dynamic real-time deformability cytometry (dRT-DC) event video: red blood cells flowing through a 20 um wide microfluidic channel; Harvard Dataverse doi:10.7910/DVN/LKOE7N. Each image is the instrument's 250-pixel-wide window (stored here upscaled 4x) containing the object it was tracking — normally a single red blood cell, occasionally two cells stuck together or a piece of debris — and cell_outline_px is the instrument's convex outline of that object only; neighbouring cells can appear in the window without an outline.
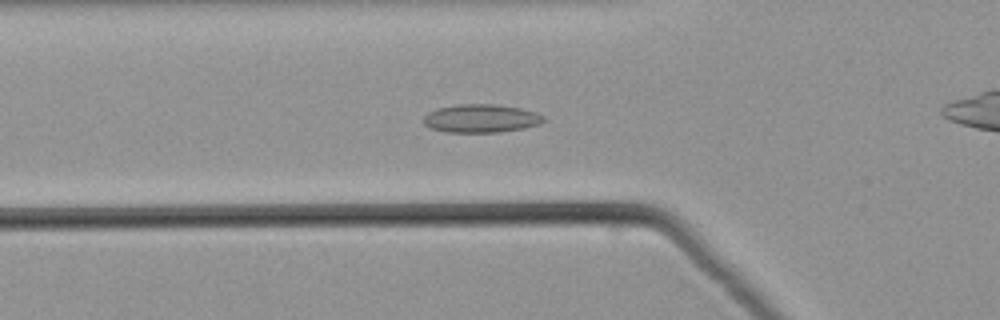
{"species": "common noctule bat (a hibernating species)", "species_latin": "Nyctalus noctula", "temperature_condition": "warm", "stored_images_in_passage": 52, "camera_frame_rate_fps": 3000, "um_per_image_px": 0.085, "animal": {"sex": "male", "body_mass_g": 21.5, "forearm_length_mm": 52.0}, "frame": {"image": 1, "passage_image": 18, "time_ms": 5.667, "image_size_px": [1000, 320], "cell_outline_px": [[544, 120], [540, 124], [524, 128], [500, 132], [448, 132], [428, 128], [424, 124], [424, 116], [428, 112], [436, 108], [460, 104], [492, 104], [520, 108], [536, 112], [544, 116]], "centroid_in_image_um": [40.87, 10.07], "position_along_channel_um": 84.9, "area_um2": 19.83}}
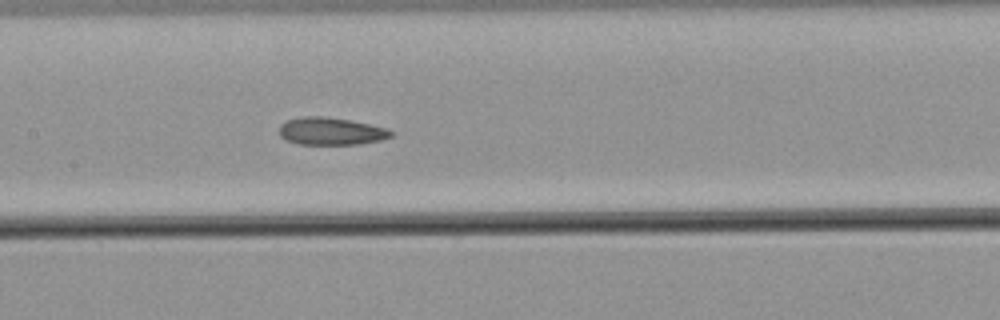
{"frame": {"image": 2, "passage_image": 25, "time_ms": 8.0, "image_size_px": [1000, 320], "cell_outline_px": [[392, 136], [380, 140], [360, 144], [300, 144], [288, 140], [280, 136], [280, 124], [288, 120], [300, 116], [328, 116], [352, 120], [388, 128], [392, 132]], "centroid_in_image_um": [28.15, 11.14], "position_along_channel_um": 179.3, "area_um2": 17.98}}
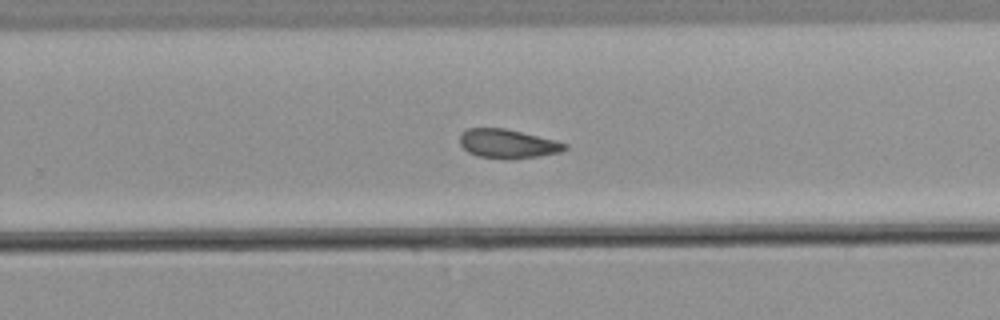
{"frame": {"image": 3, "passage_image": 33, "time_ms": 10.667, "image_size_px": [1000, 320], "cell_outline_px": [[568, 148], [560, 152], [540, 156], [508, 160], [504, 160], [476, 156], [468, 152], [460, 144], [460, 132], [468, 128], [504, 128], [556, 140], [568, 144]], "centroid_in_image_um": [43.15, 12.23], "position_along_channel_um": 286.7, "area_um2": 18.03}}